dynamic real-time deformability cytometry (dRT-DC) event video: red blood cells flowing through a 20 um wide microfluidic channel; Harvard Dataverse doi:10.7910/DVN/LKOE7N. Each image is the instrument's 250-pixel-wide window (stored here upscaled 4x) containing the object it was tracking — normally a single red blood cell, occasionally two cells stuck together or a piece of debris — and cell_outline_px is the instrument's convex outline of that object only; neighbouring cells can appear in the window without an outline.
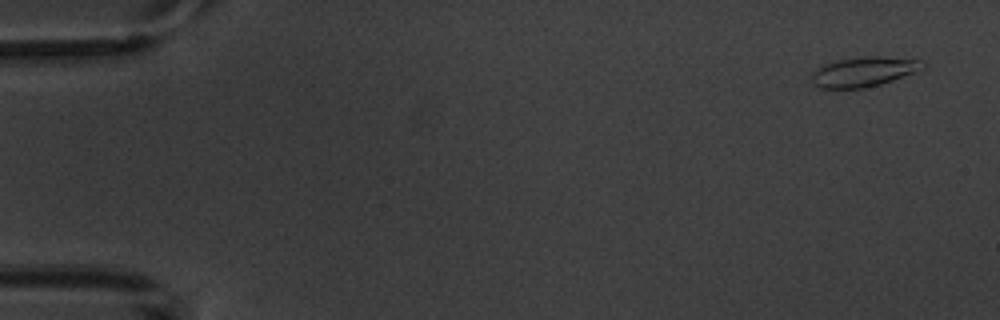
{"species": "common noctule bat (a hibernating species)", "species_latin": "Nyctalus noctula", "temperature_condition": "warm", "stored_images_in_passage": 6, "segment_of_instrument_passage": [1, 2], "camera_frame_rate_fps": 3000, "um_per_image_px": 0.085, "animal": {"sex": "male", "body_mass_g": 20.1, "forearm_length_mm": 53.5}, "frame": {"image": 1, "passage_image": 1, "time_ms": 0.0, "image_size_px": [1000, 320], "cell_outline_px": [[928, 64], [924, 68], [892, 80], [880, 84], [864, 88], [820, 88], [812, 84], [812, 72], [816, 68], [824, 64], [836, 60], [864, 56], [880, 56], [924, 60]], "centroid_in_image_um": [73.42, 6.08], "position_along_channel_um": 11.6, "area_um2": 19.36}}
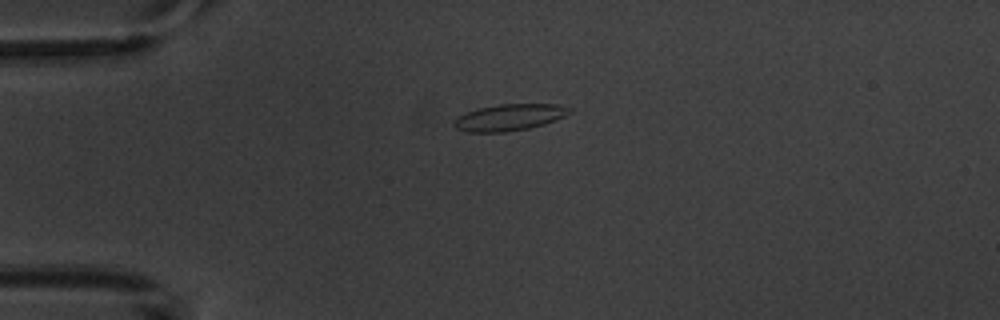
{"frame": {"image": 2, "passage_image": 4, "time_ms": 3.667, "image_size_px": [1000, 320], "cell_outline_px": [[572, 112], [556, 120], [544, 124], [528, 128], [508, 132], [464, 132], [456, 128], [452, 124], [452, 120], [468, 112], [480, 108], [500, 104], [556, 104], [572, 108]], "centroid_in_image_um": [43.3, 9.98], "position_along_channel_um": 41.7, "area_um2": 17.86}}